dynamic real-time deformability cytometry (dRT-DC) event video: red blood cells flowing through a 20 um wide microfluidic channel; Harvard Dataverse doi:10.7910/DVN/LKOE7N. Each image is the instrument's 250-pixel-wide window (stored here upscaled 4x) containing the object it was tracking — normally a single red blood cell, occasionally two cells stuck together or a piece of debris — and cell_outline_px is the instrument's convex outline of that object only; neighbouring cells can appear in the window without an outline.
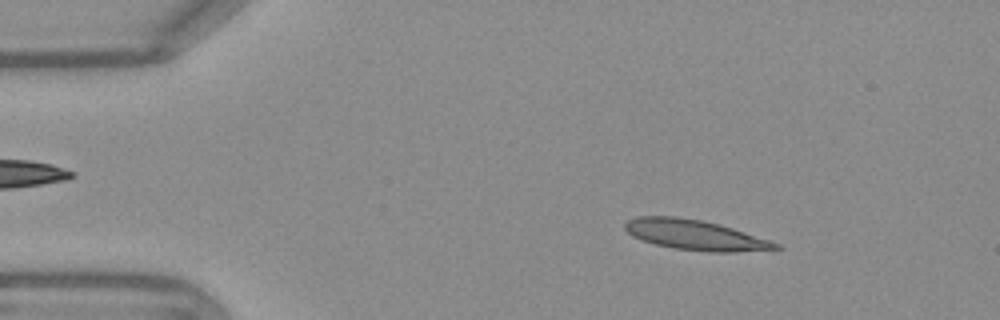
{"species": "Egyptian fruit bat (a non-hibernating species)", "species_latin": "Rousettus aegyptiacus", "temperature_condition": "warm", "stored_images_in_passage": 52, "camera_frame_rate_fps": 3000, "um_per_image_px": 0.085, "frame": {"image": 1, "passage_image": 7, "time_ms": 2.0, "image_size_px": [1000, 320], "cell_outline_px": [[780, 248], [736, 252], [708, 252], [672, 248], [656, 244], [632, 236], [624, 228], [624, 224], [628, 220], [636, 216], [676, 216], [700, 220], [720, 224], [780, 244]], "centroid_in_image_um": [59.04, 19.96], "position_along_channel_um": 26.0, "area_um2": 26.18}}
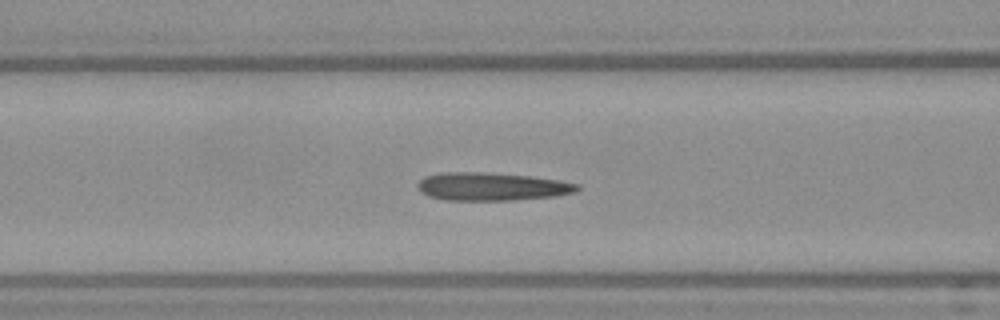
{"frame": {"image": 2, "passage_image": 20, "time_ms": 6.333, "image_size_px": [1000, 320], "cell_outline_px": [[580, 188], [576, 192], [556, 196], [516, 200], [448, 200], [428, 196], [420, 192], [420, 180], [424, 176], [444, 172], [480, 172], [532, 176], [580, 184]], "centroid_in_image_um": [41.83, 15.86], "position_along_channel_um": 124.8, "area_um2": 26.01}}
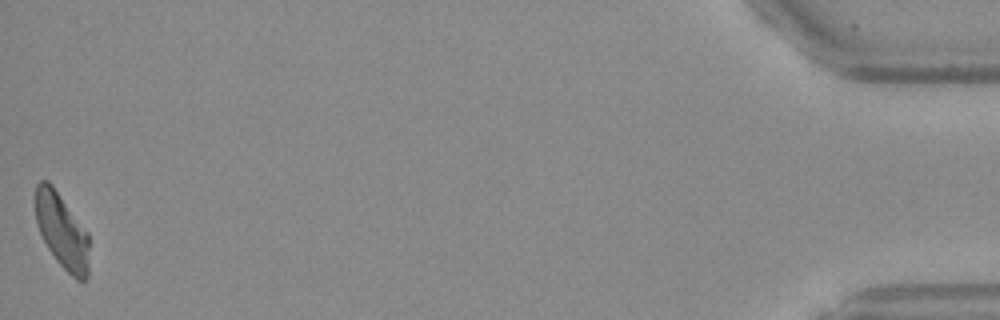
{"frame": {"image": 3, "passage_image": 52, "time_ms": 17.0, "image_size_px": [1000, 320], "cell_outline_px": [[88, 276], [84, 280], [76, 280], [56, 260], [48, 248], [40, 232], [36, 220], [36, 184], [40, 180], [48, 180], [52, 184], [88, 232]], "centroid_in_image_um": [5.27, 19.61], "position_along_channel_um": 429.9, "area_um2": 23.29}, "authors_computed_cell_mechanics": {"area_um2": 25.5187, "velocity_mm_per_s": 3.77, "shape_relaxation_time_tau1_ms": null, "shape_relaxation_time_tau2_ms": 5.6425, "deformation_change_tau1": null, "deformation_change_tau2": 0.1651}}